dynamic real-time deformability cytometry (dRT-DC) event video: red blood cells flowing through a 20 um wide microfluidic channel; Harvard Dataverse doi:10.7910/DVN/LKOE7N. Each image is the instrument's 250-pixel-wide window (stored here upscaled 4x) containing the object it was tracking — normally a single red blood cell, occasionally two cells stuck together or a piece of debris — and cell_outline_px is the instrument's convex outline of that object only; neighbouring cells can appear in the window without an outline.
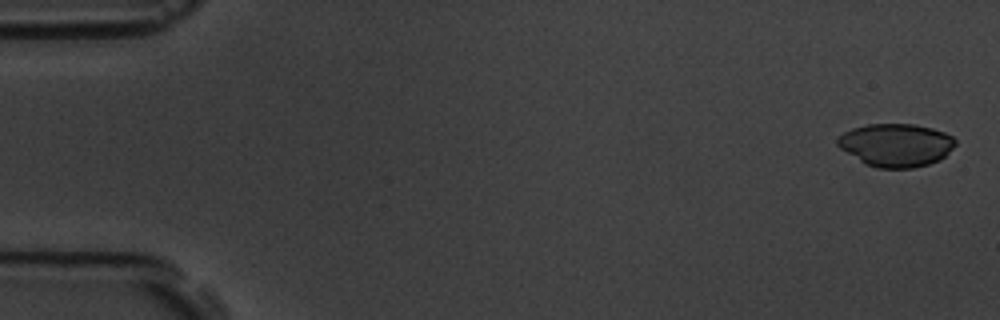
{"species": "common noctule bat (a hibernating species)", "species_latin": "Nyctalus noctula", "temperature_condition": "room temperature", "stored_images_in_passage": 3, "camera_frame_rate_fps": 3000, "um_per_image_px": 0.085, "animal": {"sex": "male", "body_mass_g": 19.5, "forearm_length_mm": 54.6}, "frame": {"image": 1, "passage_image": 1, "time_ms": 0.0, "image_size_px": [1000, 320], "cell_outline_px": [[956, 144], [940, 160], [928, 164], [912, 168], [876, 168], [864, 164], [840, 148], [836, 144], [836, 140], [844, 132], [852, 128], [868, 124], [912, 124], [932, 128], [944, 132], [952, 136], [956, 140]], "centroid_in_image_um": [76.14, 12.33], "position_along_channel_um": 8.9, "area_um2": 29.59}}